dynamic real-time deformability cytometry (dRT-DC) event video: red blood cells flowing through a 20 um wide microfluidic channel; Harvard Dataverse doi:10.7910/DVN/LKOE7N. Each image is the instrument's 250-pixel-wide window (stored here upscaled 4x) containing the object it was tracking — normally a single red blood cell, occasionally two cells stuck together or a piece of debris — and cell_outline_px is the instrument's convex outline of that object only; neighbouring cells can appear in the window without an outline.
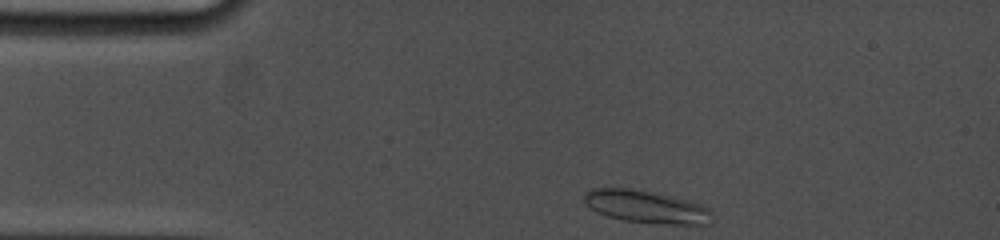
{"species": "common noctule bat (a hibernating species)", "species_latin": "Nyctalus noctula", "temperature_condition": "cold", "stored_images_in_passage": 22, "camera_frame_rate_fps": 5000, "um_per_image_px": 0.085, "animal": {"sex": "female", "body_mass_g": 19.0, "forearm_length_mm": 53.3}, "frame": {"image": 1, "passage_image": 1, "time_ms": 0.0, "image_size_px": [1000, 240], "cell_outline_px": [[712, 220], [708, 224], [668, 224], [624, 220], [608, 216], [596, 212], [584, 204], [584, 192], [592, 188], [632, 188], [656, 192], [688, 200], [700, 204], [708, 208], [712, 212]], "centroid_in_image_um": [54.91, 17.56], "position_along_channel_um": 30.1, "area_um2": 24.45}}
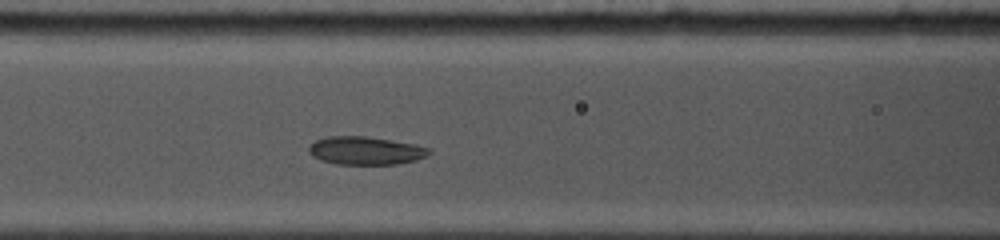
{"frame": {"image": 2, "passage_image": 11, "time_ms": 4.0, "image_size_px": [1000, 240], "cell_outline_px": [[432, 152], [416, 160], [396, 164], [336, 164], [320, 160], [312, 156], [308, 152], [308, 144], [316, 140], [328, 136], [368, 136], [392, 140], [412, 144], [428, 148]], "centroid_in_image_um": [31.0, 12.8], "position_along_channel_um": 135.6, "area_um2": 19.71}}
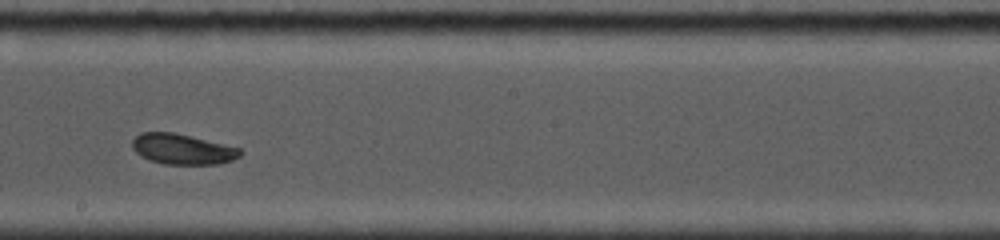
{"frame": {"image": 3, "passage_image": 20, "time_ms": 6.6, "image_size_px": [1000, 240], "cell_outline_px": [[244, 152], [240, 156], [232, 160], [220, 164], [164, 164], [148, 160], [140, 156], [132, 148], [132, 140], [140, 132], [172, 132], [240, 148]], "centroid_in_image_um": [15.49, 12.69], "position_along_channel_um": 232.7, "area_um2": 19.13}}